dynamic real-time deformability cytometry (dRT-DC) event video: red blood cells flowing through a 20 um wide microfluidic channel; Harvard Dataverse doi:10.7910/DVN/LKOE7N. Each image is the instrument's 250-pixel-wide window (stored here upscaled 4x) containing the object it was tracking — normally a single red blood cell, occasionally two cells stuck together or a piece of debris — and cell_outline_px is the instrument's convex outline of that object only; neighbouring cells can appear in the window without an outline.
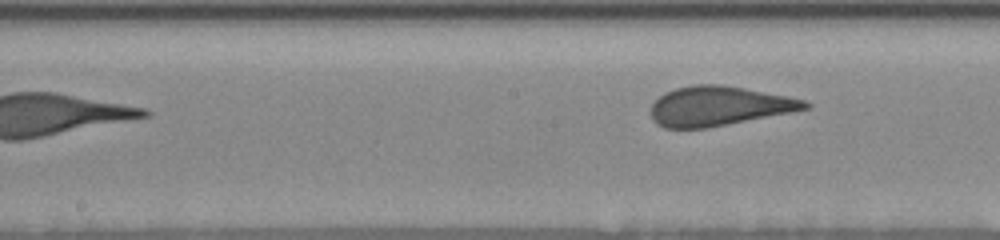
{"species": "human", "species_latin": "Homo sapiens", "temperature_condition": "room temperature", "stored_images_in_passage": 8, "segment_of_instrument_passage": [2, 2], "camera_frame_rate_fps": 3000, "um_per_image_px": 0.085, "donor": {"sex": "female"}, "frame": {"image": 1, "passage_image": 8, "time_ms": 5.0, "image_size_px": [1000, 240], "cell_outline_px": [[812, 108], [792, 112], [708, 128], [664, 128], [656, 124], [652, 120], [652, 104], [664, 92], [676, 88], [692, 84], [720, 84], [744, 88], [804, 100], [812, 104]], "centroid_in_image_um": [61.09, 9.02], "position_along_channel_um": 187.1, "area_um2": 35.43}}